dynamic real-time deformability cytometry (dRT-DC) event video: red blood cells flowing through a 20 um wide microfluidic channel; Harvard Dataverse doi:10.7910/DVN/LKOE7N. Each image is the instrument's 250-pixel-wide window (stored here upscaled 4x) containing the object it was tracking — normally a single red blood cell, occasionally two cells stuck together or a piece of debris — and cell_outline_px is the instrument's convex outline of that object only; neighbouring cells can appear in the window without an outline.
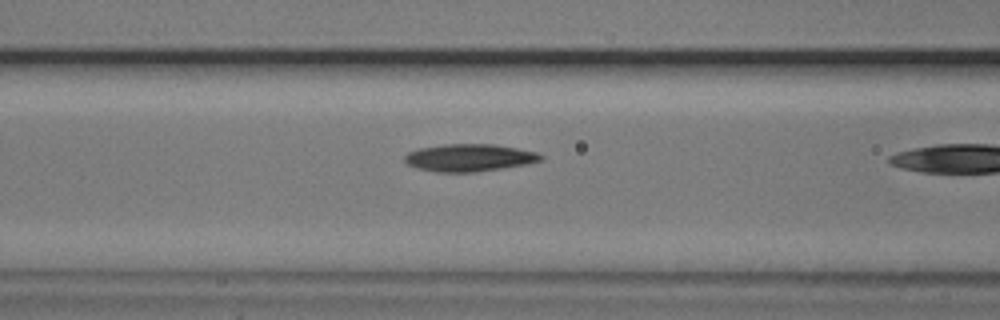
{"species": "common noctule bat (a hibernating species)", "species_latin": "Nyctalus noctula", "temperature_condition": "cold", "stored_images_in_passage": 6, "camera_frame_rate_fps": 3000, "um_per_image_px": 0.085, "animal": {"sex": "male", "body_mass_g": 20.5, "forearm_length_mm": 52.5}, "frame": {"image": 1, "passage_image": 6, "time_ms": 1.667, "image_size_px": [1000, 320], "cell_outline_px": [[544, 160], [528, 164], [504, 168], [476, 172], [436, 172], [416, 168], [404, 164], [404, 156], [408, 152], [420, 148], [444, 144], [492, 144], [516, 148], [536, 152], [544, 156]], "centroid_in_image_um": [39.88, 13.41], "position_along_channel_um": 126.7, "area_um2": 21.96}}